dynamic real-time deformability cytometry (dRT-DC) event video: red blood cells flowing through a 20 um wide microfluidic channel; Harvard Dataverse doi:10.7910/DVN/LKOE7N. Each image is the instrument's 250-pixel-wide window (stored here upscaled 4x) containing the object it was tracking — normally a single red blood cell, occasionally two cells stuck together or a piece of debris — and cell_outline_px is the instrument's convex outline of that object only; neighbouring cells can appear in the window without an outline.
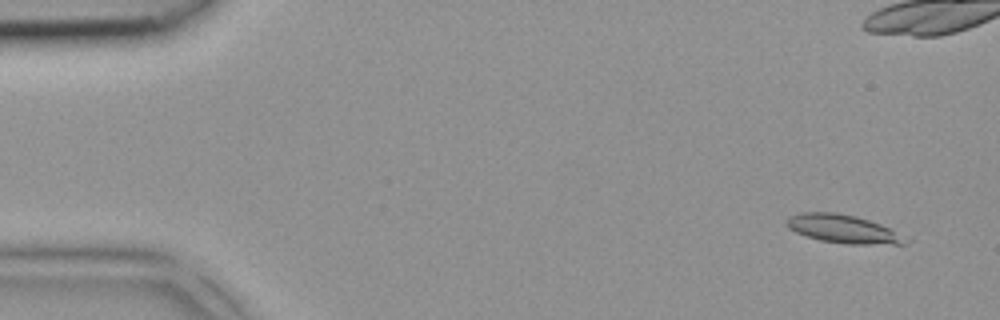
{"species": "common noctule bat (a hibernating species)", "species_latin": "Nyctalus noctula", "temperature_condition": "room temperature", "stored_images_in_passage": 5, "camera_frame_rate_fps": 3000, "um_per_image_px": 0.085, "animal": {"sex": "female", "body_mass_g": 18.4}, "frame": {"image": 1, "passage_image": 1, "time_ms": 0.0, "image_size_px": [1000, 320], "cell_outline_px": [[912, 240], [908, 244], [848, 244], [820, 240], [796, 232], [788, 228], [784, 224], [788, 216], [800, 212], [836, 212], [856, 216], [880, 224]], "centroid_in_image_um": [71.65, 19.45], "position_along_channel_um": 13.3, "area_um2": 19.71}}